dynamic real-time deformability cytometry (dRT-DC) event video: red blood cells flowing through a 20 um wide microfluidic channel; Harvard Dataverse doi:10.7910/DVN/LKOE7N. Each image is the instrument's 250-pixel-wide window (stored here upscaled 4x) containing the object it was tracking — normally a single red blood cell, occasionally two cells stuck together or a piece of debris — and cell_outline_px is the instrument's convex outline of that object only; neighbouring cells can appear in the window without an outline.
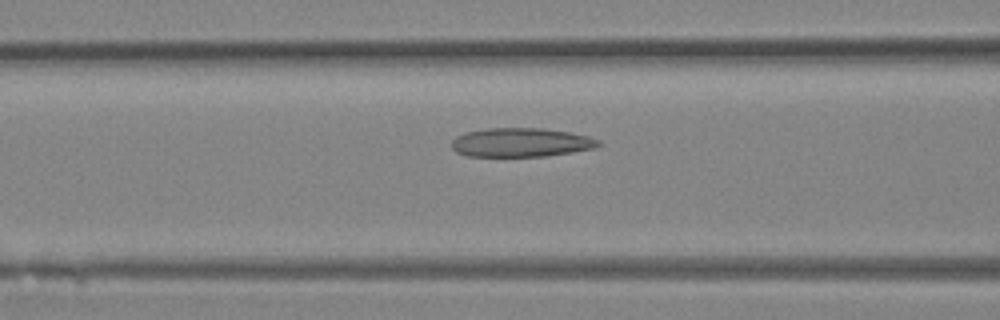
{"species": "Egyptian fruit bat (a non-hibernating species)", "species_latin": "Rousettus aegyptiacus", "temperature_condition": "room temperature", "stored_images_in_passage": 34, "camera_frame_rate_fps": 3000, "um_per_image_px": 0.085, "animal": {"sex": "female"}, "frame": {"image": 1, "passage_image": 14, "time_ms": 4.333, "image_size_px": [1000, 320], "cell_outline_px": [[604, 144], [596, 148], [548, 156], [468, 156], [456, 152], [452, 148], [452, 140], [456, 136], [464, 132], [488, 128], [544, 128], [568, 132], [588, 136], [600, 140]], "centroid_in_image_um": [44.31, 12.1], "position_along_channel_um": 122.3, "area_um2": 24.97}}
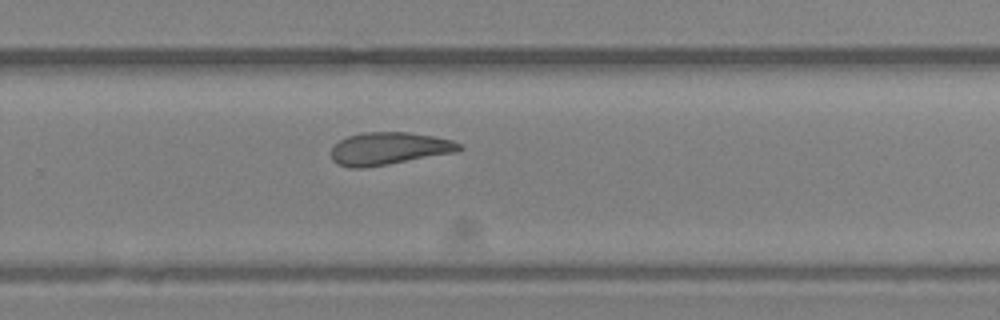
{"frame": {"image": 2, "passage_image": 23, "time_ms": 7.333, "image_size_px": [1000, 320], "cell_outline_px": [[464, 148], [456, 152], [388, 164], [364, 168], [352, 168], [336, 164], [332, 160], [332, 148], [340, 140], [348, 136], [364, 132], [408, 132], [432, 136], [452, 140], [460, 144]], "centroid_in_image_um": [33.05, 12.63], "position_along_channel_um": 296.7, "area_um2": 24.16}}
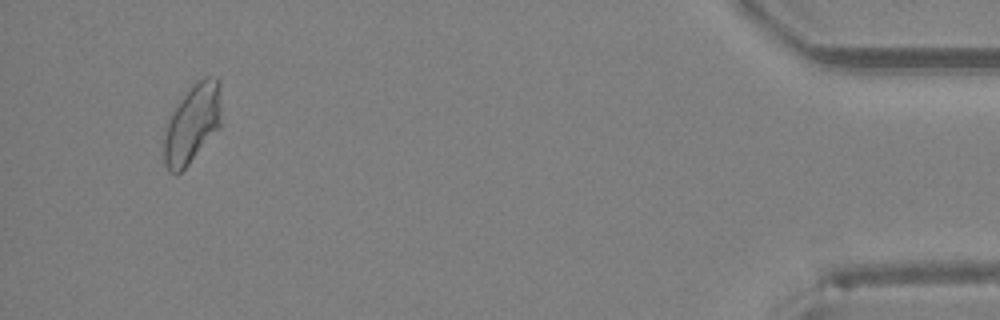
{"frame": {"image": 3, "passage_image": 33, "time_ms": 10.667, "image_size_px": [1000, 320], "cell_outline_px": [[220, 128], [188, 164], [176, 176], [168, 172], [164, 164], [164, 128], [168, 116], [176, 104], [188, 88], [196, 80], [204, 76], [216, 76], [220, 80]], "centroid_in_image_um": [16.32, 10.48], "position_along_channel_um": 418.9, "area_um2": 26.99}}